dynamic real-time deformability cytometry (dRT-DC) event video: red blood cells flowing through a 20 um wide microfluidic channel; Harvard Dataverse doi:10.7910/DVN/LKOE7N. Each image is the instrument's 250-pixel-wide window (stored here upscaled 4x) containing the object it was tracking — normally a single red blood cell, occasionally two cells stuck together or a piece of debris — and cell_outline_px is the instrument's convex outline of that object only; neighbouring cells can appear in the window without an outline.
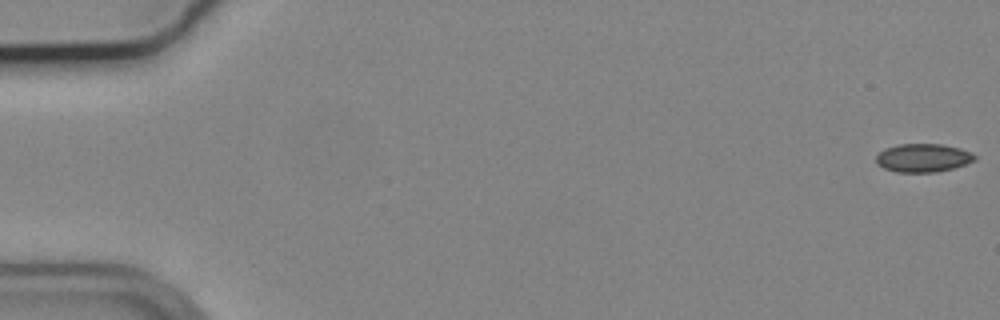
{"species": "common noctule bat (a hibernating species)", "species_latin": "Nyctalus noctula", "temperature_condition": "cold", "stored_images_in_passage": 46, "camera_frame_rate_fps": 3000, "um_per_image_px": 0.085, "animal": {"sex": "male", "body_mass_g": 19.2, "forearm_length_mm": 51.8}, "frame": {"image": 1, "passage_image": 1, "time_ms": 0.0, "image_size_px": [1000, 320], "cell_outline_px": [[976, 160], [952, 168], [936, 172], [896, 172], [884, 168], [876, 164], [876, 156], [884, 148], [900, 144], [940, 144], [960, 148], [972, 152], [976, 156]], "centroid_in_image_um": [78.45, 13.41], "position_along_channel_um": 6.6, "area_um2": 16.3}}
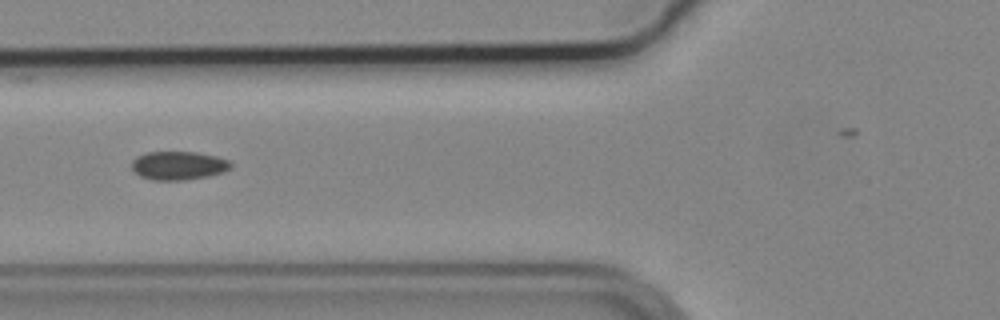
{"frame": {"image": 2, "passage_image": 22, "time_ms": 7.0, "image_size_px": [1000, 320], "cell_outline_px": [[232, 168], [224, 172], [208, 176], [184, 180], [152, 180], [140, 176], [132, 168], [132, 160], [136, 156], [144, 152], [196, 152], [216, 156], [228, 160], [232, 164]], "centroid_in_image_um": [15.17, 14.07], "position_along_channel_um": 110.6, "area_um2": 16.59}}
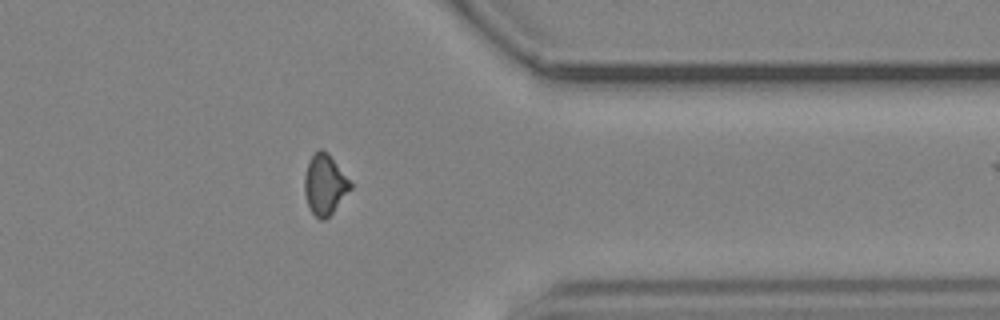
{"frame": {"image": 3, "passage_image": 45, "time_ms": 14.667, "image_size_px": [1000, 320], "cell_outline_px": [[352, 188], [332, 212], [324, 220], [320, 220], [312, 212], [308, 204], [304, 192], [304, 176], [308, 160], [312, 152], [320, 148], [328, 152], [352, 184]], "centroid_in_image_um": [27.58, 15.64], "position_along_channel_um": 383.8, "area_um2": 16.13}}